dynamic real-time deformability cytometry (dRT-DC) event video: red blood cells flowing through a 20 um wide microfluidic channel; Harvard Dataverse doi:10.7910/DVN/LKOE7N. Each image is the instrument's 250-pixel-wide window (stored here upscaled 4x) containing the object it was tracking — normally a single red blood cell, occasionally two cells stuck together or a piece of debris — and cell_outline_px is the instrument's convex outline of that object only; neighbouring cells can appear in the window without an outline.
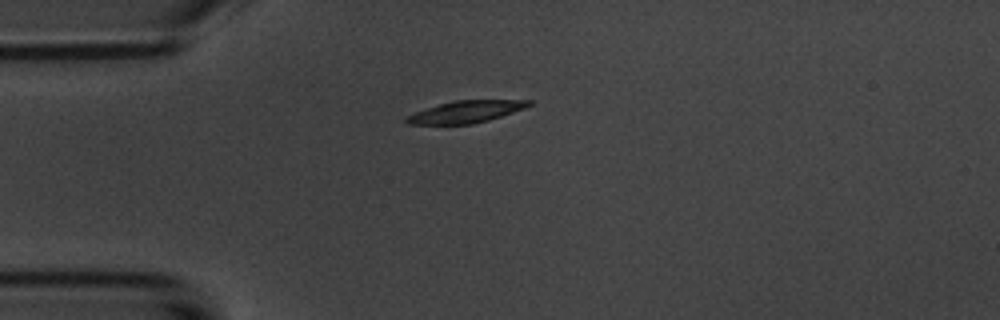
{"species": "common noctule bat (a hibernating species)", "species_latin": "Nyctalus noctula", "temperature_condition": "room temperature", "stored_images_in_passage": 4, "camera_frame_rate_fps": 3000, "um_per_image_px": 0.085, "animal": {"sex": "male", "body_mass_g": 20.1, "forearm_length_mm": 53.5}, "frame": {"image": 1, "passage_image": 4, "time_ms": 3.667, "image_size_px": [1000, 320], "cell_outline_px": [[532, 104], [524, 108], [488, 120], [472, 124], [408, 124], [404, 120], [408, 116], [416, 112], [440, 104], [456, 100], [532, 100]], "centroid_in_image_um": [39.62, 9.5], "position_along_channel_um": 45.4, "area_um2": 15.32}}